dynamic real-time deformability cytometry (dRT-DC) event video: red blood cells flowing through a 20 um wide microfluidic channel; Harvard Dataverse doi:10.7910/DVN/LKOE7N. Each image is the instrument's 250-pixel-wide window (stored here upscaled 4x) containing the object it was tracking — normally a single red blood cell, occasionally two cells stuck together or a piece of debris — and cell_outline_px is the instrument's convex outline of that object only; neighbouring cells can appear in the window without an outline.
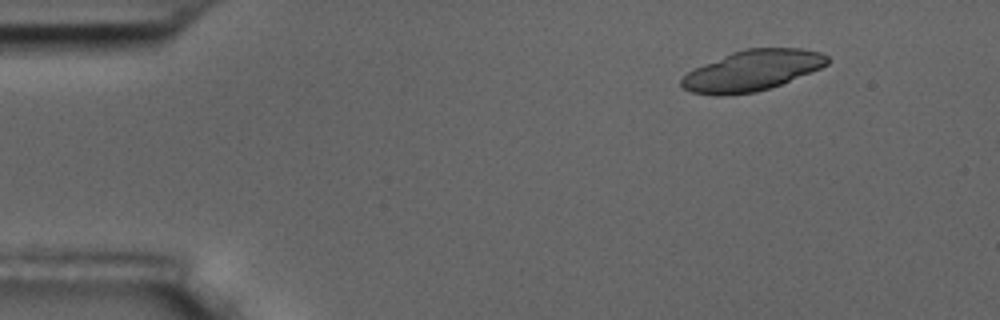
{"species": "common noctule bat (a hibernating species)", "species_latin": "Nyctalus noctula", "temperature_condition": "room temperature", "stored_images_in_passage": 7, "camera_frame_rate_fps": 3000, "um_per_image_px": 0.085, "animal": {"sex": "male", "body_mass_g": 17.5, "forearm_length_mm": 52.3}, "frame": {"image": 1, "passage_image": 1, "time_ms": 0.0, "image_size_px": [1000, 320], "cell_outline_px": [[828, 64], [820, 68], [780, 84], [756, 92], [720, 96], [716, 96], [692, 92], [684, 88], [680, 84], [680, 80], [688, 72], [704, 64], [732, 52], [744, 48], [800, 48], [820, 52], [828, 56]], "centroid_in_image_um": [63.92, 6.0], "position_along_channel_um": 21.1, "area_um2": 34.16}}